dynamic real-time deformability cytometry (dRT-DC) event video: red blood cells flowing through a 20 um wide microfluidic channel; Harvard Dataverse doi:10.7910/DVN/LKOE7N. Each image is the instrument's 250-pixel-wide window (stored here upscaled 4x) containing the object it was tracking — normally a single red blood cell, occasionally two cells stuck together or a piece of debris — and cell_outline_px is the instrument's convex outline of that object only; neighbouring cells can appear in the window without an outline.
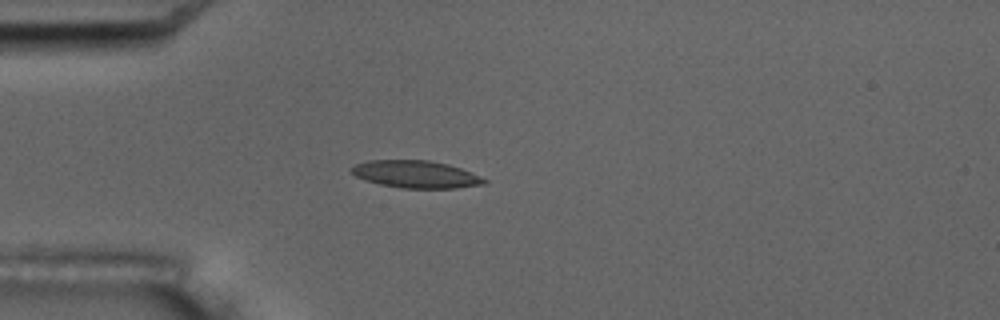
{"species": "common noctule bat (a hibernating species)", "species_latin": "Nyctalus noctula", "temperature_condition": "room temperature", "stored_images_in_passage": 6, "camera_frame_rate_fps": 3000, "um_per_image_px": 0.085, "animal": {"sex": "male", "body_mass_g": 17.5, "forearm_length_mm": 52.3}, "frame": {"image": 1, "passage_image": 6, "time_ms": 6.667, "image_size_px": [1000, 320], "cell_outline_px": [[488, 184], [456, 188], [400, 188], [380, 184], [356, 176], [348, 168], [356, 164], [368, 160], [428, 160], [448, 164], [472, 172], [488, 180]], "centroid_in_image_um": [35.39, 14.81], "position_along_channel_um": 49.6, "area_um2": 21.21}}